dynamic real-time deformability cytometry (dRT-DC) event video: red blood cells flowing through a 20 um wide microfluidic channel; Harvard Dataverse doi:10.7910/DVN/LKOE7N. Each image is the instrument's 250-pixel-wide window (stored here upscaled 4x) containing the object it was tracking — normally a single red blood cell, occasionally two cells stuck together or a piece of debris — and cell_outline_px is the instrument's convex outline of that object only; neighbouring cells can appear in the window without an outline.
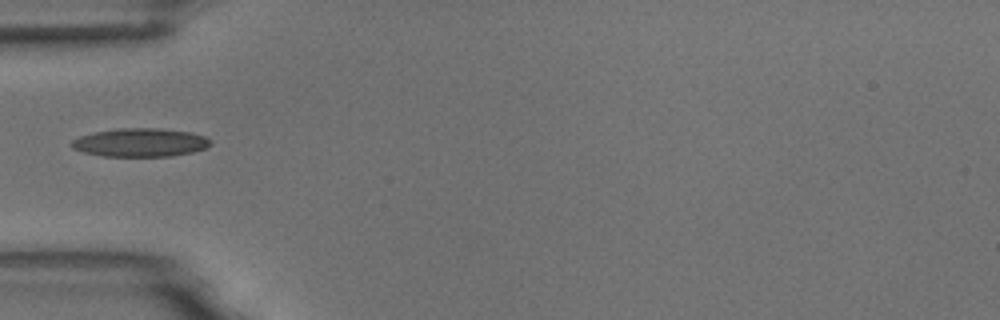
{"species": "common noctule bat (a hibernating species)", "species_latin": "Nyctalus noctula", "temperature_condition": "room temperature", "stored_images_in_passage": 9, "camera_frame_rate_fps": 3000, "um_per_image_px": 0.085, "animal": {"sex": "male", "body_mass_g": 18.8}, "frame": {"image": 1, "passage_image": 5, "time_ms": 5.667, "image_size_px": [1000, 320], "cell_outline_px": [[212, 144], [204, 148], [192, 152], [172, 156], [104, 156], [84, 152], [72, 148], [68, 144], [72, 140], [80, 136], [96, 132], [120, 128], [160, 128], [192, 132], [204, 136], [212, 140]], "centroid_in_image_um": [11.94, 12.11], "position_along_channel_um": 73.1, "area_um2": 23.06}}
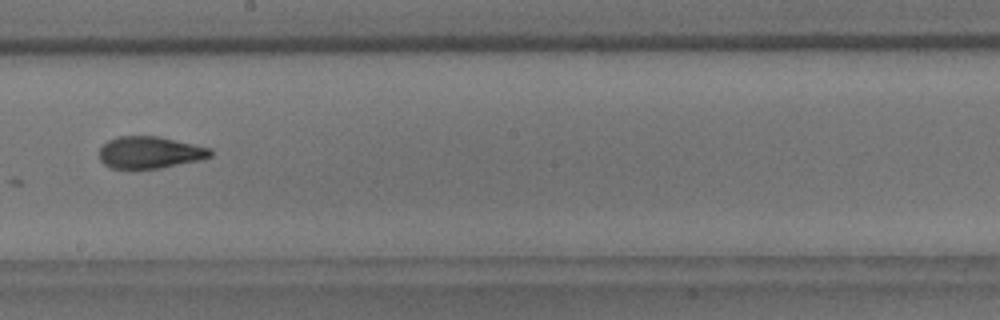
{"frame": {"image": 2, "passage_image": 9, "time_ms": 10.0, "image_size_px": [1000, 320], "cell_outline_px": [[212, 156], [200, 160], [160, 168], [112, 168], [104, 164], [100, 160], [100, 148], [108, 140], [120, 136], [156, 136], [212, 148]], "centroid_in_image_um": [12.75, 12.95], "position_along_channel_um": 235.4, "area_um2": 20.52}}